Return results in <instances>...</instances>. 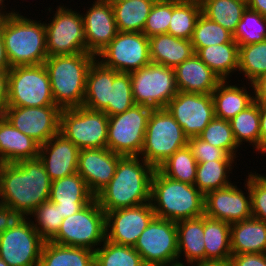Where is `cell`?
<instances>
[{
  "mask_svg": "<svg viewBox=\"0 0 266 266\" xmlns=\"http://www.w3.org/2000/svg\"><path fill=\"white\" fill-rule=\"evenodd\" d=\"M51 180L43 163L36 159L0 163V203L29 216L49 201Z\"/></svg>",
  "mask_w": 266,
  "mask_h": 266,
  "instance_id": "6da1fadb",
  "label": "cell"
},
{
  "mask_svg": "<svg viewBox=\"0 0 266 266\" xmlns=\"http://www.w3.org/2000/svg\"><path fill=\"white\" fill-rule=\"evenodd\" d=\"M154 170L140 156H122L113 178L95 199L105 213L148 203Z\"/></svg>",
  "mask_w": 266,
  "mask_h": 266,
  "instance_id": "7a4b0ae2",
  "label": "cell"
},
{
  "mask_svg": "<svg viewBox=\"0 0 266 266\" xmlns=\"http://www.w3.org/2000/svg\"><path fill=\"white\" fill-rule=\"evenodd\" d=\"M204 199L194 185L173 180L155 168L150 191L155 217L179 222L204 216Z\"/></svg>",
  "mask_w": 266,
  "mask_h": 266,
  "instance_id": "3957f363",
  "label": "cell"
},
{
  "mask_svg": "<svg viewBox=\"0 0 266 266\" xmlns=\"http://www.w3.org/2000/svg\"><path fill=\"white\" fill-rule=\"evenodd\" d=\"M96 59L91 53L47 57L44 66L57 106L61 109L83 106L87 75Z\"/></svg>",
  "mask_w": 266,
  "mask_h": 266,
  "instance_id": "277c9868",
  "label": "cell"
},
{
  "mask_svg": "<svg viewBox=\"0 0 266 266\" xmlns=\"http://www.w3.org/2000/svg\"><path fill=\"white\" fill-rule=\"evenodd\" d=\"M20 13L2 20L4 46L10 67L44 64L48 57L44 21Z\"/></svg>",
  "mask_w": 266,
  "mask_h": 266,
  "instance_id": "5b68a950",
  "label": "cell"
},
{
  "mask_svg": "<svg viewBox=\"0 0 266 266\" xmlns=\"http://www.w3.org/2000/svg\"><path fill=\"white\" fill-rule=\"evenodd\" d=\"M188 137L166 109H152L140 157L158 168L174 152L187 146Z\"/></svg>",
  "mask_w": 266,
  "mask_h": 266,
  "instance_id": "8992f818",
  "label": "cell"
},
{
  "mask_svg": "<svg viewBox=\"0 0 266 266\" xmlns=\"http://www.w3.org/2000/svg\"><path fill=\"white\" fill-rule=\"evenodd\" d=\"M105 239L106 213L94 199L79 212L64 218L57 234L50 241L95 251Z\"/></svg>",
  "mask_w": 266,
  "mask_h": 266,
  "instance_id": "52a82bcc",
  "label": "cell"
},
{
  "mask_svg": "<svg viewBox=\"0 0 266 266\" xmlns=\"http://www.w3.org/2000/svg\"><path fill=\"white\" fill-rule=\"evenodd\" d=\"M151 107L134 104L123 113L108 116L106 147L121 156H140Z\"/></svg>",
  "mask_w": 266,
  "mask_h": 266,
  "instance_id": "ba28073f",
  "label": "cell"
},
{
  "mask_svg": "<svg viewBox=\"0 0 266 266\" xmlns=\"http://www.w3.org/2000/svg\"><path fill=\"white\" fill-rule=\"evenodd\" d=\"M56 105L44 64L16 66L8 75V104L15 107Z\"/></svg>",
  "mask_w": 266,
  "mask_h": 266,
  "instance_id": "9c48e42d",
  "label": "cell"
},
{
  "mask_svg": "<svg viewBox=\"0 0 266 266\" xmlns=\"http://www.w3.org/2000/svg\"><path fill=\"white\" fill-rule=\"evenodd\" d=\"M108 116L84 106L66 108L60 114V133L80 150L101 149L107 144Z\"/></svg>",
  "mask_w": 266,
  "mask_h": 266,
  "instance_id": "30bf717a",
  "label": "cell"
},
{
  "mask_svg": "<svg viewBox=\"0 0 266 266\" xmlns=\"http://www.w3.org/2000/svg\"><path fill=\"white\" fill-rule=\"evenodd\" d=\"M134 103L165 109L178 93L173 68L150 63L130 73Z\"/></svg>",
  "mask_w": 266,
  "mask_h": 266,
  "instance_id": "8fae6325",
  "label": "cell"
},
{
  "mask_svg": "<svg viewBox=\"0 0 266 266\" xmlns=\"http://www.w3.org/2000/svg\"><path fill=\"white\" fill-rule=\"evenodd\" d=\"M134 249L146 266H178L176 222L154 217L139 236Z\"/></svg>",
  "mask_w": 266,
  "mask_h": 266,
  "instance_id": "7c38bea8",
  "label": "cell"
},
{
  "mask_svg": "<svg viewBox=\"0 0 266 266\" xmlns=\"http://www.w3.org/2000/svg\"><path fill=\"white\" fill-rule=\"evenodd\" d=\"M67 7L59 5L50 23H44L48 56L86 53L82 13Z\"/></svg>",
  "mask_w": 266,
  "mask_h": 266,
  "instance_id": "4fadbf2b",
  "label": "cell"
},
{
  "mask_svg": "<svg viewBox=\"0 0 266 266\" xmlns=\"http://www.w3.org/2000/svg\"><path fill=\"white\" fill-rule=\"evenodd\" d=\"M105 67L131 73L151 63L149 38L143 32H117L96 56Z\"/></svg>",
  "mask_w": 266,
  "mask_h": 266,
  "instance_id": "5bb4252c",
  "label": "cell"
},
{
  "mask_svg": "<svg viewBox=\"0 0 266 266\" xmlns=\"http://www.w3.org/2000/svg\"><path fill=\"white\" fill-rule=\"evenodd\" d=\"M61 110L57 105L43 107L7 106L3 116L16 129L42 145L60 132Z\"/></svg>",
  "mask_w": 266,
  "mask_h": 266,
  "instance_id": "9a60e30c",
  "label": "cell"
},
{
  "mask_svg": "<svg viewBox=\"0 0 266 266\" xmlns=\"http://www.w3.org/2000/svg\"><path fill=\"white\" fill-rule=\"evenodd\" d=\"M28 218L0 234V258L9 266H38L45 240Z\"/></svg>",
  "mask_w": 266,
  "mask_h": 266,
  "instance_id": "2e32d148",
  "label": "cell"
},
{
  "mask_svg": "<svg viewBox=\"0 0 266 266\" xmlns=\"http://www.w3.org/2000/svg\"><path fill=\"white\" fill-rule=\"evenodd\" d=\"M165 109L188 138L198 136L215 117L211 94L178 91Z\"/></svg>",
  "mask_w": 266,
  "mask_h": 266,
  "instance_id": "e0dca14e",
  "label": "cell"
},
{
  "mask_svg": "<svg viewBox=\"0 0 266 266\" xmlns=\"http://www.w3.org/2000/svg\"><path fill=\"white\" fill-rule=\"evenodd\" d=\"M245 181L247 192H243L235 183L208 192L204 199V215L229 224L252 218L249 173Z\"/></svg>",
  "mask_w": 266,
  "mask_h": 266,
  "instance_id": "ac0fdd59",
  "label": "cell"
},
{
  "mask_svg": "<svg viewBox=\"0 0 266 266\" xmlns=\"http://www.w3.org/2000/svg\"><path fill=\"white\" fill-rule=\"evenodd\" d=\"M155 217L150 202L108 211L106 213V239L119 244L134 247L139 236Z\"/></svg>",
  "mask_w": 266,
  "mask_h": 266,
  "instance_id": "d6986e66",
  "label": "cell"
},
{
  "mask_svg": "<svg viewBox=\"0 0 266 266\" xmlns=\"http://www.w3.org/2000/svg\"><path fill=\"white\" fill-rule=\"evenodd\" d=\"M82 17L86 53L97 56L118 32L112 5L105 0H94Z\"/></svg>",
  "mask_w": 266,
  "mask_h": 266,
  "instance_id": "ffe728a7",
  "label": "cell"
},
{
  "mask_svg": "<svg viewBox=\"0 0 266 266\" xmlns=\"http://www.w3.org/2000/svg\"><path fill=\"white\" fill-rule=\"evenodd\" d=\"M80 149L60 132L40 145L38 158L51 181L77 172Z\"/></svg>",
  "mask_w": 266,
  "mask_h": 266,
  "instance_id": "44dd1931",
  "label": "cell"
},
{
  "mask_svg": "<svg viewBox=\"0 0 266 266\" xmlns=\"http://www.w3.org/2000/svg\"><path fill=\"white\" fill-rule=\"evenodd\" d=\"M121 157L107 147L82 149L79 152L77 173L83 177L89 190L96 195L113 178Z\"/></svg>",
  "mask_w": 266,
  "mask_h": 266,
  "instance_id": "7402d4cb",
  "label": "cell"
},
{
  "mask_svg": "<svg viewBox=\"0 0 266 266\" xmlns=\"http://www.w3.org/2000/svg\"><path fill=\"white\" fill-rule=\"evenodd\" d=\"M95 199L83 177L77 172L51 181L49 201L58 204L61 216H71Z\"/></svg>",
  "mask_w": 266,
  "mask_h": 266,
  "instance_id": "603a6c76",
  "label": "cell"
},
{
  "mask_svg": "<svg viewBox=\"0 0 266 266\" xmlns=\"http://www.w3.org/2000/svg\"><path fill=\"white\" fill-rule=\"evenodd\" d=\"M174 74L178 91L186 93L212 94L222 81L196 53L175 67Z\"/></svg>",
  "mask_w": 266,
  "mask_h": 266,
  "instance_id": "cb8c5ba5",
  "label": "cell"
},
{
  "mask_svg": "<svg viewBox=\"0 0 266 266\" xmlns=\"http://www.w3.org/2000/svg\"><path fill=\"white\" fill-rule=\"evenodd\" d=\"M40 145L0 115V163L38 158Z\"/></svg>",
  "mask_w": 266,
  "mask_h": 266,
  "instance_id": "d4e9b609",
  "label": "cell"
},
{
  "mask_svg": "<svg viewBox=\"0 0 266 266\" xmlns=\"http://www.w3.org/2000/svg\"><path fill=\"white\" fill-rule=\"evenodd\" d=\"M176 228L178 240V266H190L194 263L205 261L203 237L204 216L176 222ZM182 255L185 256V261L187 263H183L180 260Z\"/></svg>",
  "mask_w": 266,
  "mask_h": 266,
  "instance_id": "484cf974",
  "label": "cell"
},
{
  "mask_svg": "<svg viewBox=\"0 0 266 266\" xmlns=\"http://www.w3.org/2000/svg\"><path fill=\"white\" fill-rule=\"evenodd\" d=\"M190 40L160 34L149 38L151 63L175 68L194 54Z\"/></svg>",
  "mask_w": 266,
  "mask_h": 266,
  "instance_id": "4316f807",
  "label": "cell"
},
{
  "mask_svg": "<svg viewBox=\"0 0 266 266\" xmlns=\"http://www.w3.org/2000/svg\"><path fill=\"white\" fill-rule=\"evenodd\" d=\"M232 255L266 253V222L250 218L230 224Z\"/></svg>",
  "mask_w": 266,
  "mask_h": 266,
  "instance_id": "83f0119b",
  "label": "cell"
},
{
  "mask_svg": "<svg viewBox=\"0 0 266 266\" xmlns=\"http://www.w3.org/2000/svg\"><path fill=\"white\" fill-rule=\"evenodd\" d=\"M247 88L222 80L211 94L215 117L230 120L250 106L254 102V91L251 94Z\"/></svg>",
  "mask_w": 266,
  "mask_h": 266,
  "instance_id": "f1b7e54d",
  "label": "cell"
},
{
  "mask_svg": "<svg viewBox=\"0 0 266 266\" xmlns=\"http://www.w3.org/2000/svg\"><path fill=\"white\" fill-rule=\"evenodd\" d=\"M193 49L221 80H228L232 73L238 72L239 45L234 39L229 43Z\"/></svg>",
  "mask_w": 266,
  "mask_h": 266,
  "instance_id": "f546056e",
  "label": "cell"
},
{
  "mask_svg": "<svg viewBox=\"0 0 266 266\" xmlns=\"http://www.w3.org/2000/svg\"><path fill=\"white\" fill-rule=\"evenodd\" d=\"M114 80V69L105 67L97 59L92 63L86 81L83 106L96 111L108 108L110 82Z\"/></svg>",
  "mask_w": 266,
  "mask_h": 266,
  "instance_id": "4dcf8cb0",
  "label": "cell"
},
{
  "mask_svg": "<svg viewBox=\"0 0 266 266\" xmlns=\"http://www.w3.org/2000/svg\"><path fill=\"white\" fill-rule=\"evenodd\" d=\"M95 251L45 241L38 266H94Z\"/></svg>",
  "mask_w": 266,
  "mask_h": 266,
  "instance_id": "1f68e13d",
  "label": "cell"
},
{
  "mask_svg": "<svg viewBox=\"0 0 266 266\" xmlns=\"http://www.w3.org/2000/svg\"><path fill=\"white\" fill-rule=\"evenodd\" d=\"M156 0L120 1L111 4L119 32H143Z\"/></svg>",
  "mask_w": 266,
  "mask_h": 266,
  "instance_id": "d6a6232c",
  "label": "cell"
},
{
  "mask_svg": "<svg viewBox=\"0 0 266 266\" xmlns=\"http://www.w3.org/2000/svg\"><path fill=\"white\" fill-rule=\"evenodd\" d=\"M205 260H226L232 256L230 224L204 215Z\"/></svg>",
  "mask_w": 266,
  "mask_h": 266,
  "instance_id": "836d02e7",
  "label": "cell"
},
{
  "mask_svg": "<svg viewBox=\"0 0 266 266\" xmlns=\"http://www.w3.org/2000/svg\"><path fill=\"white\" fill-rule=\"evenodd\" d=\"M235 161L214 160L198 163L194 186L205 196L208 192L231 185L229 177Z\"/></svg>",
  "mask_w": 266,
  "mask_h": 266,
  "instance_id": "e575fe53",
  "label": "cell"
},
{
  "mask_svg": "<svg viewBox=\"0 0 266 266\" xmlns=\"http://www.w3.org/2000/svg\"><path fill=\"white\" fill-rule=\"evenodd\" d=\"M232 132L239 148L248 142L255 152H260V112L259 102L254 101L250 106L229 120Z\"/></svg>",
  "mask_w": 266,
  "mask_h": 266,
  "instance_id": "d590c367",
  "label": "cell"
},
{
  "mask_svg": "<svg viewBox=\"0 0 266 266\" xmlns=\"http://www.w3.org/2000/svg\"><path fill=\"white\" fill-rule=\"evenodd\" d=\"M247 4L240 0H202V14L234 33L246 10Z\"/></svg>",
  "mask_w": 266,
  "mask_h": 266,
  "instance_id": "8d00e7d4",
  "label": "cell"
},
{
  "mask_svg": "<svg viewBox=\"0 0 266 266\" xmlns=\"http://www.w3.org/2000/svg\"><path fill=\"white\" fill-rule=\"evenodd\" d=\"M94 266H146L134 247L119 245L107 239L95 250Z\"/></svg>",
  "mask_w": 266,
  "mask_h": 266,
  "instance_id": "74e56055",
  "label": "cell"
},
{
  "mask_svg": "<svg viewBox=\"0 0 266 266\" xmlns=\"http://www.w3.org/2000/svg\"><path fill=\"white\" fill-rule=\"evenodd\" d=\"M197 162L188 146L174 152L158 169L167 177L194 185Z\"/></svg>",
  "mask_w": 266,
  "mask_h": 266,
  "instance_id": "f35d334b",
  "label": "cell"
},
{
  "mask_svg": "<svg viewBox=\"0 0 266 266\" xmlns=\"http://www.w3.org/2000/svg\"><path fill=\"white\" fill-rule=\"evenodd\" d=\"M238 71L249 81L248 86L266 72V39L239 46Z\"/></svg>",
  "mask_w": 266,
  "mask_h": 266,
  "instance_id": "ab89813d",
  "label": "cell"
},
{
  "mask_svg": "<svg viewBox=\"0 0 266 266\" xmlns=\"http://www.w3.org/2000/svg\"><path fill=\"white\" fill-rule=\"evenodd\" d=\"M201 13V4L172 2L168 34L190 40Z\"/></svg>",
  "mask_w": 266,
  "mask_h": 266,
  "instance_id": "60d3db41",
  "label": "cell"
},
{
  "mask_svg": "<svg viewBox=\"0 0 266 266\" xmlns=\"http://www.w3.org/2000/svg\"><path fill=\"white\" fill-rule=\"evenodd\" d=\"M130 73L114 70V80L110 82L108 108L104 111L107 116L125 112L134 105Z\"/></svg>",
  "mask_w": 266,
  "mask_h": 266,
  "instance_id": "b9f144b4",
  "label": "cell"
},
{
  "mask_svg": "<svg viewBox=\"0 0 266 266\" xmlns=\"http://www.w3.org/2000/svg\"><path fill=\"white\" fill-rule=\"evenodd\" d=\"M232 36L239 46L264 41L266 39V17L247 7Z\"/></svg>",
  "mask_w": 266,
  "mask_h": 266,
  "instance_id": "7bdbcfd3",
  "label": "cell"
},
{
  "mask_svg": "<svg viewBox=\"0 0 266 266\" xmlns=\"http://www.w3.org/2000/svg\"><path fill=\"white\" fill-rule=\"evenodd\" d=\"M233 40L232 33L220 24L208 19L202 13L199 16L192 37L193 48L229 43Z\"/></svg>",
  "mask_w": 266,
  "mask_h": 266,
  "instance_id": "ee69618b",
  "label": "cell"
},
{
  "mask_svg": "<svg viewBox=\"0 0 266 266\" xmlns=\"http://www.w3.org/2000/svg\"><path fill=\"white\" fill-rule=\"evenodd\" d=\"M198 137L211 145L223 149L228 155L238 158L239 149L229 120L214 117Z\"/></svg>",
  "mask_w": 266,
  "mask_h": 266,
  "instance_id": "f6af8a7d",
  "label": "cell"
},
{
  "mask_svg": "<svg viewBox=\"0 0 266 266\" xmlns=\"http://www.w3.org/2000/svg\"><path fill=\"white\" fill-rule=\"evenodd\" d=\"M33 227L45 240L50 241L58 232L64 217L61 216L58 204L46 201L38 206L29 216Z\"/></svg>",
  "mask_w": 266,
  "mask_h": 266,
  "instance_id": "bcb514c9",
  "label": "cell"
},
{
  "mask_svg": "<svg viewBox=\"0 0 266 266\" xmlns=\"http://www.w3.org/2000/svg\"><path fill=\"white\" fill-rule=\"evenodd\" d=\"M171 16L172 2L166 0H156L146 19L143 33L148 38L155 35L168 34Z\"/></svg>",
  "mask_w": 266,
  "mask_h": 266,
  "instance_id": "7dc6e473",
  "label": "cell"
},
{
  "mask_svg": "<svg viewBox=\"0 0 266 266\" xmlns=\"http://www.w3.org/2000/svg\"><path fill=\"white\" fill-rule=\"evenodd\" d=\"M249 189L252 217L266 222V178L254 171L250 172Z\"/></svg>",
  "mask_w": 266,
  "mask_h": 266,
  "instance_id": "c3c4849f",
  "label": "cell"
},
{
  "mask_svg": "<svg viewBox=\"0 0 266 266\" xmlns=\"http://www.w3.org/2000/svg\"><path fill=\"white\" fill-rule=\"evenodd\" d=\"M187 146L191 150L197 163L236 159L235 157L228 155L223 149L209 144L198 136L188 138Z\"/></svg>",
  "mask_w": 266,
  "mask_h": 266,
  "instance_id": "681fc988",
  "label": "cell"
},
{
  "mask_svg": "<svg viewBox=\"0 0 266 266\" xmlns=\"http://www.w3.org/2000/svg\"><path fill=\"white\" fill-rule=\"evenodd\" d=\"M28 218L24 212L0 203V234L20 226Z\"/></svg>",
  "mask_w": 266,
  "mask_h": 266,
  "instance_id": "f907efd6",
  "label": "cell"
},
{
  "mask_svg": "<svg viewBox=\"0 0 266 266\" xmlns=\"http://www.w3.org/2000/svg\"><path fill=\"white\" fill-rule=\"evenodd\" d=\"M232 266H266V253L232 255Z\"/></svg>",
  "mask_w": 266,
  "mask_h": 266,
  "instance_id": "816d5d0a",
  "label": "cell"
},
{
  "mask_svg": "<svg viewBox=\"0 0 266 266\" xmlns=\"http://www.w3.org/2000/svg\"><path fill=\"white\" fill-rule=\"evenodd\" d=\"M10 69H0V115H3L8 104V75Z\"/></svg>",
  "mask_w": 266,
  "mask_h": 266,
  "instance_id": "f5cc1de1",
  "label": "cell"
},
{
  "mask_svg": "<svg viewBox=\"0 0 266 266\" xmlns=\"http://www.w3.org/2000/svg\"><path fill=\"white\" fill-rule=\"evenodd\" d=\"M254 91V101L266 102V72L251 83Z\"/></svg>",
  "mask_w": 266,
  "mask_h": 266,
  "instance_id": "db71d44e",
  "label": "cell"
},
{
  "mask_svg": "<svg viewBox=\"0 0 266 266\" xmlns=\"http://www.w3.org/2000/svg\"><path fill=\"white\" fill-rule=\"evenodd\" d=\"M260 112V152L266 147V102H259Z\"/></svg>",
  "mask_w": 266,
  "mask_h": 266,
  "instance_id": "11a10c76",
  "label": "cell"
},
{
  "mask_svg": "<svg viewBox=\"0 0 266 266\" xmlns=\"http://www.w3.org/2000/svg\"><path fill=\"white\" fill-rule=\"evenodd\" d=\"M9 60L6 54L4 39L2 34V21H0V69H10Z\"/></svg>",
  "mask_w": 266,
  "mask_h": 266,
  "instance_id": "9f6ffc18",
  "label": "cell"
},
{
  "mask_svg": "<svg viewBox=\"0 0 266 266\" xmlns=\"http://www.w3.org/2000/svg\"><path fill=\"white\" fill-rule=\"evenodd\" d=\"M247 7L266 17V0H250Z\"/></svg>",
  "mask_w": 266,
  "mask_h": 266,
  "instance_id": "6f0895ef",
  "label": "cell"
},
{
  "mask_svg": "<svg viewBox=\"0 0 266 266\" xmlns=\"http://www.w3.org/2000/svg\"><path fill=\"white\" fill-rule=\"evenodd\" d=\"M191 266H232L231 260H205L203 262L194 263Z\"/></svg>",
  "mask_w": 266,
  "mask_h": 266,
  "instance_id": "680465c9",
  "label": "cell"
},
{
  "mask_svg": "<svg viewBox=\"0 0 266 266\" xmlns=\"http://www.w3.org/2000/svg\"><path fill=\"white\" fill-rule=\"evenodd\" d=\"M4 1L5 0H0V21H2L3 19H5L6 17H8L10 14L19 13V12H16L14 9L11 12L9 10L8 11H5V9L7 10V8L5 6Z\"/></svg>",
  "mask_w": 266,
  "mask_h": 266,
  "instance_id": "91938a15",
  "label": "cell"
},
{
  "mask_svg": "<svg viewBox=\"0 0 266 266\" xmlns=\"http://www.w3.org/2000/svg\"><path fill=\"white\" fill-rule=\"evenodd\" d=\"M173 3H194V4H201L202 0H166Z\"/></svg>",
  "mask_w": 266,
  "mask_h": 266,
  "instance_id": "94428289",
  "label": "cell"
},
{
  "mask_svg": "<svg viewBox=\"0 0 266 266\" xmlns=\"http://www.w3.org/2000/svg\"><path fill=\"white\" fill-rule=\"evenodd\" d=\"M105 1H107V2H109V3H111V4H113V3H116V2H120V1H128V0H105ZM129 1H134V0H129Z\"/></svg>",
  "mask_w": 266,
  "mask_h": 266,
  "instance_id": "6125c7cd",
  "label": "cell"
},
{
  "mask_svg": "<svg viewBox=\"0 0 266 266\" xmlns=\"http://www.w3.org/2000/svg\"><path fill=\"white\" fill-rule=\"evenodd\" d=\"M0 266H9L3 259L0 258Z\"/></svg>",
  "mask_w": 266,
  "mask_h": 266,
  "instance_id": "be15d7a7",
  "label": "cell"
},
{
  "mask_svg": "<svg viewBox=\"0 0 266 266\" xmlns=\"http://www.w3.org/2000/svg\"><path fill=\"white\" fill-rule=\"evenodd\" d=\"M262 155H266V147L265 148H263V150L260 152ZM263 177H265L266 178V174L264 175H262Z\"/></svg>",
  "mask_w": 266,
  "mask_h": 266,
  "instance_id": "e7e4bbea",
  "label": "cell"
},
{
  "mask_svg": "<svg viewBox=\"0 0 266 266\" xmlns=\"http://www.w3.org/2000/svg\"><path fill=\"white\" fill-rule=\"evenodd\" d=\"M240 1H242V2H244V3H246V4H248V2H249L250 0H240Z\"/></svg>",
  "mask_w": 266,
  "mask_h": 266,
  "instance_id": "03108f58",
  "label": "cell"
}]
</instances>
